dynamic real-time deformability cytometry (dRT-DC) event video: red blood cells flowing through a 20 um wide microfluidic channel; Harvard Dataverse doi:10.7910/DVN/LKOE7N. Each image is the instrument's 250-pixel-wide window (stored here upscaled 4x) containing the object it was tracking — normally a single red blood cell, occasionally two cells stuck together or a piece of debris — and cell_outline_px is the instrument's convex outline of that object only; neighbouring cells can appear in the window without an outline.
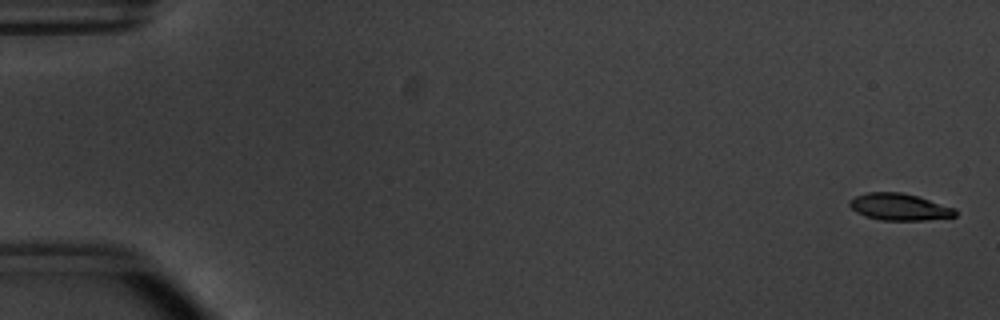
{"species": "common noctule bat (a hibernating species)", "species_latin": "Nyctalus noctula", "temperature_condition": "warm", "stored_images_in_passage": 55, "camera_frame_rate_fps": 3000, "um_per_image_px": 0.085, "animal": {"sex": "male", "body_mass_g": 20.1, "forearm_length_mm": 53.5}, "frame": {"image": 1, "passage_image": 2, "time_ms": 0.333, "image_size_px": [1000, 320], "cell_outline_px": [[956, 216], [924, 220], [880, 220], [856, 212], [848, 204], [848, 200], [856, 196], [868, 192], [900, 192], [916, 196], [956, 208]], "centroid_in_image_um": [76.43, 17.58], "position_along_channel_um": 8.6, "area_um2": 16.36}}
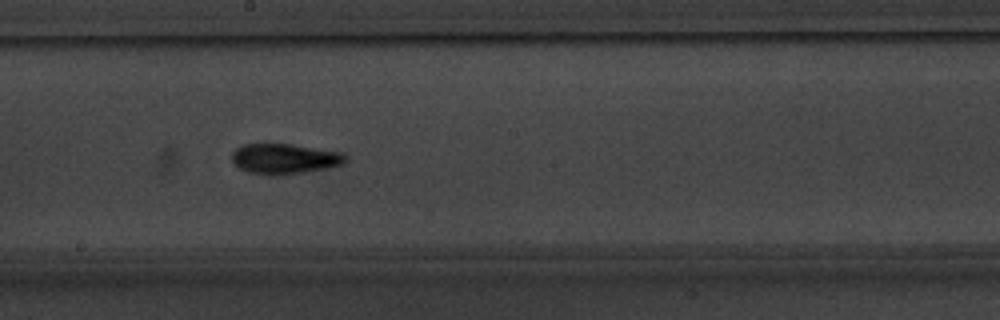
{"frame": {"image": 2, "passage_image": 31, "time_ms": 10.0, "image_size_px": [1000, 320], "cell_outline_px": [[348, 156], [344, 164], [284, 176], [268, 176], [248, 172], [240, 168], [232, 160], [232, 152], [236, 148], [244, 144], [292, 144], [344, 152]], "centroid_in_image_um": [24.21, 13.5], "position_along_channel_um": 224.0, "area_um2": 20.35}}
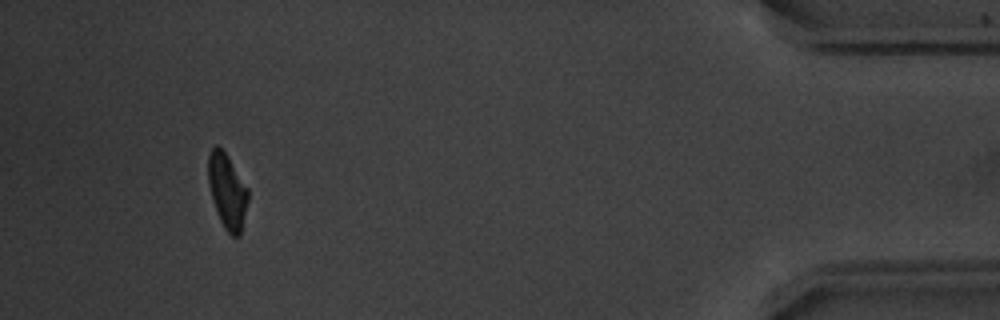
{"frame": {"image": 3, "passage_image": 51, "time_ms": 16.667, "image_size_px": [1000, 320], "cell_outline_px": [[248, 200], [240, 236], [232, 236], [224, 228], [220, 220], [208, 184], [208, 152], [216, 144], [228, 156], [248, 188]], "centroid_in_image_um": [19.31, 16.22], "position_along_channel_um": 415.9, "area_um2": 17.22}}